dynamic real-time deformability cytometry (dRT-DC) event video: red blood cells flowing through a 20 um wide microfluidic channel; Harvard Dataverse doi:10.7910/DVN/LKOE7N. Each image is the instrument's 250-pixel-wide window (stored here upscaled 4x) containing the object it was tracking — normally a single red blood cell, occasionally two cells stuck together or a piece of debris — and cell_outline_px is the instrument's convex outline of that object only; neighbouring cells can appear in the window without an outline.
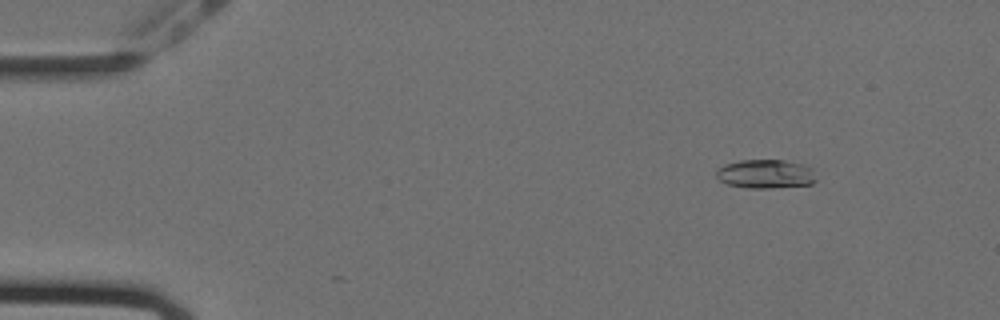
{"species": "Egyptian fruit bat (a non-hibernating species)", "species_latin": "Rousettus aegyptiacus", "temperature_condition": "cold", "stored_images_in_passage": 24, "camera_frame_rate_fps": 3000, "um_per_image_px": 0.085, "animal": {"sex": "female"}, "frame": {"image": 1, "passage_image": 7, "time_ms": 2.0, "image_size_px": [1000, 320], "cell_outline_px": [[816, 180], [812, 184], [772, 188], [748, 188], [728, 184], [720, 180], [716, 176], [716, 168], [724, 164], [740, 160], [784, 160], [804, 164], [812, 168]], "centroid_in_image_um": [65.07, 14.78], "position_along_channel_um": 19.9, "area_um2": 16.94}}
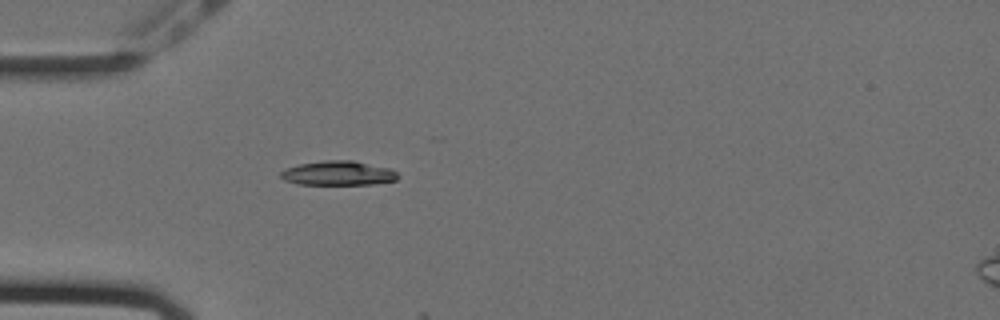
{"frame": {"image": 2, "passage_image": 17, "time_ms": 5.333, "image_size_px": [1000, 320], "cell_outline_px": [[400, 176], [396, 180], [376, 184], [300, 184], [284, 180], [280, 176], [280, 172], [288, 168], [300, 164], [324, 160], [352, 160], [388, 168], [396, 172]], "centroid_in_image_um": [28.77, 14.72], "position_along_channel_um": 56.2, "area_um2": 16.47}}
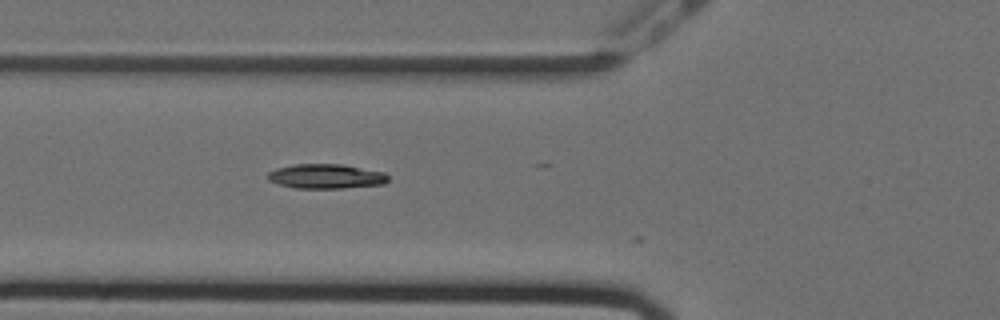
{"frame": {"image": 3, "passage_image": 21, "time_ms": 6.667, "image_size_px": [1000, 320], "cell_outline_px": [[388, 180], [384, 184], [344, 188], [296, 188], [280, 184], [268, 180], [268, 172], [276, 168], [292, 164], [344, 164], [384, 172], [388, 176]], "centroid_in_image_um": [27.72, 14.98], "position_along_channel_um": 98.1, "area_um2": 17.28}}